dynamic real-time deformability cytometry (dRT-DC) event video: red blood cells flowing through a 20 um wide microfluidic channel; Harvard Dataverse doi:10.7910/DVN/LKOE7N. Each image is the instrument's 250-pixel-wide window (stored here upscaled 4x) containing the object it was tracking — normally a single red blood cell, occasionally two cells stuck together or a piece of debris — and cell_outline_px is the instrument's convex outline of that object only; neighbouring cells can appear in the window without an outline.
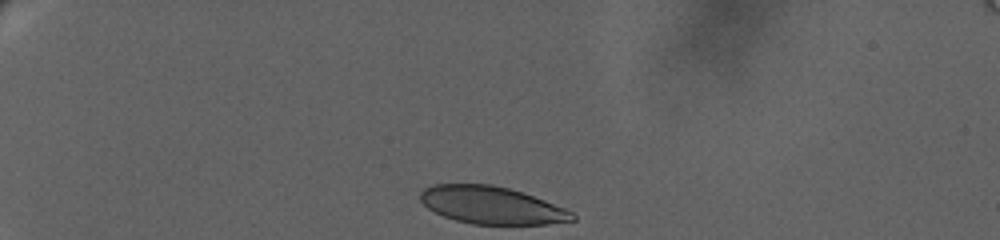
{"species": "human", "species_latin": "Homo sapiens", "temperature_condition": "warm", "stored_images_in_passage": 32, "camera_frame_rate_fps": 3000, "um_per_image_px": 0.085, "donor": {"sex": "female"}, "frame": {"image": 1, "passage_image": 1, "time_ms": 0.0, "image_size_px": [1000, 240], "cell_outline_px": [[576, 220], [548, 224], [472, 224], [456, 220], [444, 216], [428, 208], [420, 200], [420, 192], [424, 188], [436, 184], [492, 184], [508, 188], [544, 200], [564, 208], [572, 212], [576, 216]], "centroid_in_image_um": [41.78, 17.44], "position_along_channel_um": 43.2, "area_um2": 32.95}}
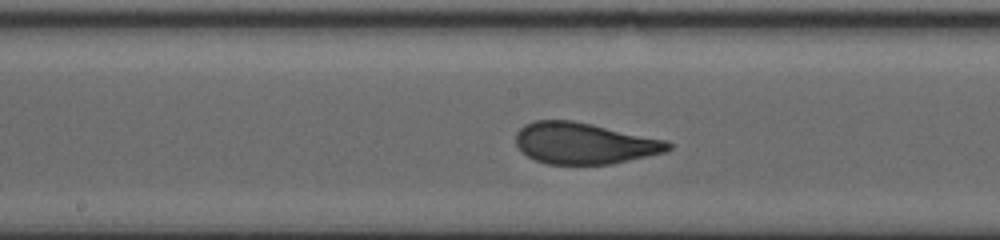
{"frame": {"image": 2, "passage_image": 18, "time_ms": 7.667, "image_size_px": [1000, 240], "cell_outline_px": [[672, 148], [668, 152], [612, 164], [548, 164], [536, 160], [528, 156], [516, 144], [516, 132], [524, 124], [536, 120], [572, 120], [592, 124], [668, 140], [672, 144]], "centroid_in_image_um": [49.71, 12.18], "position_along_channel_um": 198.5, "area_um2": 36.88}}
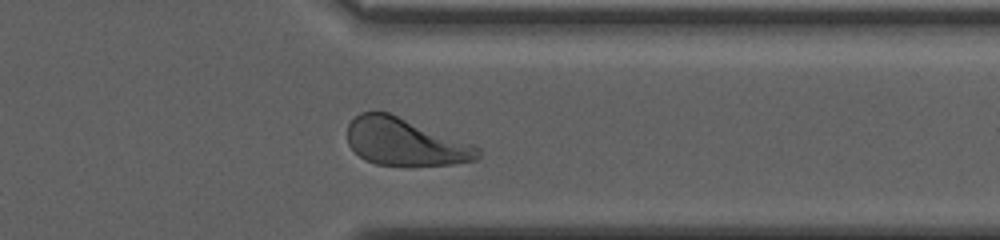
{"frame": {"image": 3, "passage_image": 31, "time_ms": 13.667, "image_size_px": [1000, 240], "cell_outline_px": [[480, 156], [476, 160], [452, 164], [408, 168], [376, 164], [364, 160], [348, 144], [348, 124], [360, 112], [388, 112], [480, 148]], "centroid_in_image_um": [34.41, 12.12], "position_along_channel_um": 377.0, "area_um2": 36.13}, "authors_computed_cell_mechanics": {"area_um2": 36.3851, "velocity_mm_per_s": 2.9788, "shape_relaxation_time_tau1_ms": 6.437, "shape_relaxation_time_tau2_ms": null, "deformation_change_tau1": 0.1815, "deformation_change_tau2": null}}